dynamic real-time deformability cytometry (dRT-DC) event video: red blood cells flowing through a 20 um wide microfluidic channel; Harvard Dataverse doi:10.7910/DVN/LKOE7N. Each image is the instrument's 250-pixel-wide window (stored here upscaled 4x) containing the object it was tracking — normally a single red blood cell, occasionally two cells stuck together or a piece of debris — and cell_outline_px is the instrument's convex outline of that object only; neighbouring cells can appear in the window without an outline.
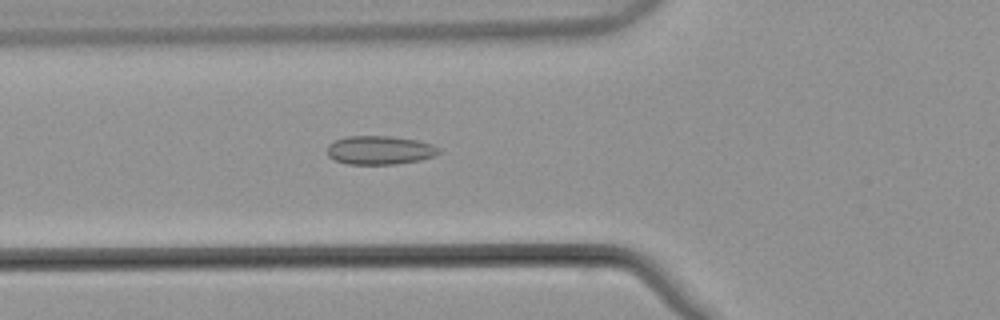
{"species": "common noctule bat (a hibernating species)", "species_latin": "Nyctalus noctula", "temperature_condition": "warm", "stored_images_in_passage": 53, "camera_frame_rate_fps": 3000, "um_per_image_px": 0.085, "animal": {"sex": "male", "body_mass_g": 21.5, "forearm_length_mm": 52.0}, "frame": {"image": 1, "passage_image": 20, "time_ms": 6.333, "image_size_px": [1000, 320], "cell_outline_px": [[440, 152], [432, 156], [420, 160], [396, 164], [348, 164], [336, 160], [328, 156], [328, 144], [344, 136], [392, 136], [416, 140], [432, 144], [440, 148]], "centroid_in_image_um": [32.28, 12.76], "position_along_channel_um": 93.5, "area_um2": 18.61}}
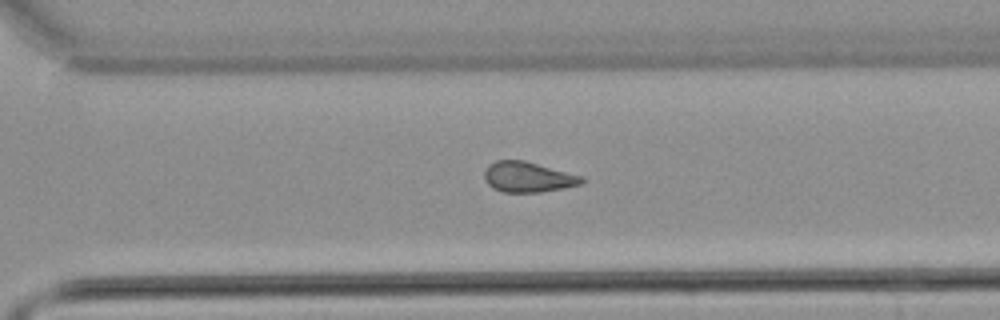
{"frame": {"image": 2, "passage_image": 38, "time_ms": 12.333, "image_size_px": [1000, 320], "cell_outline_px": [[588, 180], [580, 184], [540, 192], [504, 192], [492, 188], [484, 180], [484, 172], [488, 164], [496, 160], [524, 160], [584, 176]], "centroid_in_image_um": [44.87, 15.04], "position_along_channel_um": 325.7, "area_um2": 17.34}}
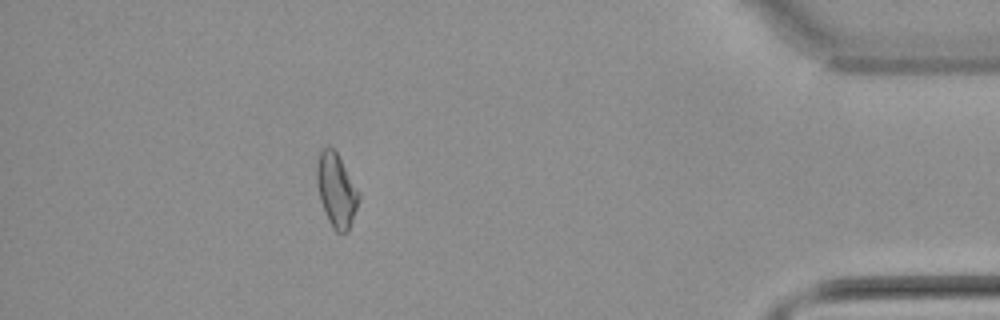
{"frame": {"image": 3, "passage_image": 48, "time_ms": 15.667, "image_size_px": [1000, 320], "cell_outline_px": [[360, 196], [352, 220], [348, 228], [344, 232], [336, 232], [332, 228], [328, 220], [320, 200], [316, 184], [316, 164], [320, 152], [324, 148], [332, 148], [336, 152]], "centroid_in_image_um": [28.54, 16.18], "position_along_channel_um": 406.7, "area_um2": 17.4}, "authors_computed_cell_mechanics": {"area_um2": 18.0914, "velocity_mm_per_s": 3.8658, "shape_relaxation_time_tau1_ms": null, "shape_relaxation_time_tau2_ms": 2.4613, "deformation_change_tau1": null, "deformation_change_tau2": 0.0868}}